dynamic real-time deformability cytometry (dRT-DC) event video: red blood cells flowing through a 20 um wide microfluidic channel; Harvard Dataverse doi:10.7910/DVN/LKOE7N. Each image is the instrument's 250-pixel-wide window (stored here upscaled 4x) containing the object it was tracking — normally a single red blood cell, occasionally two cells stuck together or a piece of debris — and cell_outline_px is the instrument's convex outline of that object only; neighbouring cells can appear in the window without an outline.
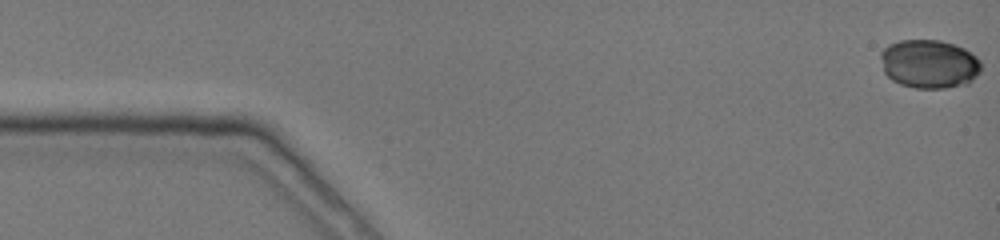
{"species": "common noctule bat (a hibernating species)", "species_latin": "Nyctalus noctula", "temperature_condition": "cold", "stored_images_in_passage": 12, "camera_frame_rate_fps": 3000, "um_per_image_px": 0.085, "animal": {"sex": "female", "body_mass_g": 19.0, "forearm_length_mm": 51.5}, "frame": {"image": 1, "passage_image": 1, "time_ms": 0.0, "image_size_px": [1000, 240], "cell_outline_px": [[980, 72], [968, 84], [944, 88], [916, 88], [900, 84], [892, 80], [884, 72], [880, 56], [880, 52], [888, 44], [900, 40], [940, 40], [956, 44], [964, 48], [976, 56], [980, 60]], "centroid_in_image_um": [78.98, 5.43], "position_along_channel_um": 6.0, "area_um2": 28.73}}
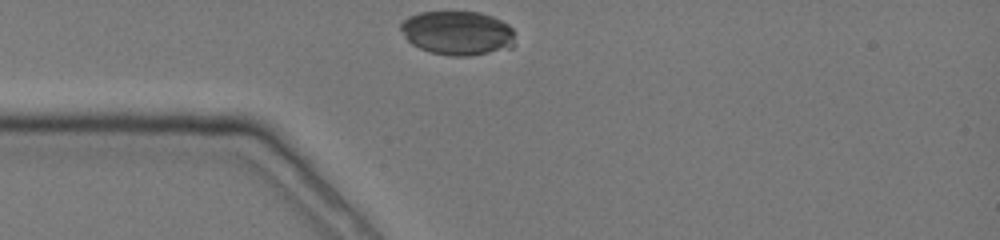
{"frame": {"image": 2, "passage_image": 12, "time_ms": 4.0, "image_size_px": [1000, 240], "cell_outline_px": [[516, 44], [512, 48], [468, 56], [452, 56], [432, 52], [420, 48], [412, 44], [404, 36], [400, 28], [400, 24], [408, 16], [420, 12], [480, 12], [492, 16], [508, 24], [512, 28]], "centroid_in_image_um": [38.91, 2.8], "position_along_channel_um": 46.1, "area_um2": 29.48}}